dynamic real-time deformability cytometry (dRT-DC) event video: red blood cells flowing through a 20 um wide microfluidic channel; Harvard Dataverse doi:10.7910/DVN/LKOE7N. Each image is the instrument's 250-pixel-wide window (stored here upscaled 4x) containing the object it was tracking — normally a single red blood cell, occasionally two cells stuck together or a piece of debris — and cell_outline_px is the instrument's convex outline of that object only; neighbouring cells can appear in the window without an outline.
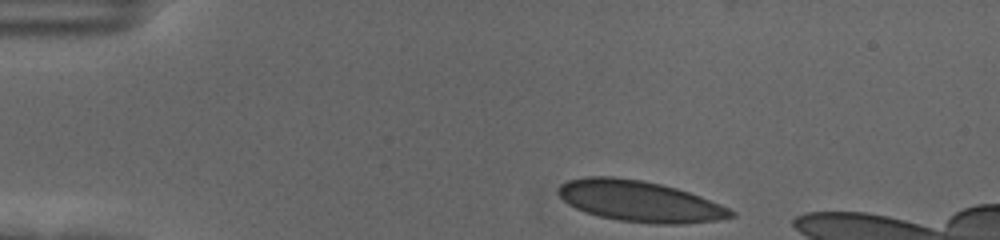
{"species": "human", "species_latin": "Homo sapiens", "temperature_condition": "cold", "stored_images_in_passage": 39, "camera_frame_rate_fps": 3000, "um_per_image_px": 0.085, "donor": {"sex": "female"}, "frame": {"image": 1, "passage_image": 1, "time_ms": 0.0, "image_size_px": [1000, 240], "cell_outline_px": [[736, 216], [716, 220], [680, 224], [656, 224], [620, 220], [600, 216], [584, 212], [568, 204], [556, 192], [560, 184], [568, 180], [588, 176], [612, 176], [640, 180], [660, 184], [676, 188], [700, 196], [720, 204], [736, 212]], "centroid_in_image_um": [54.35, 17.1], "position_along_channel_um": 30.6, "area_um2": 41.04}}
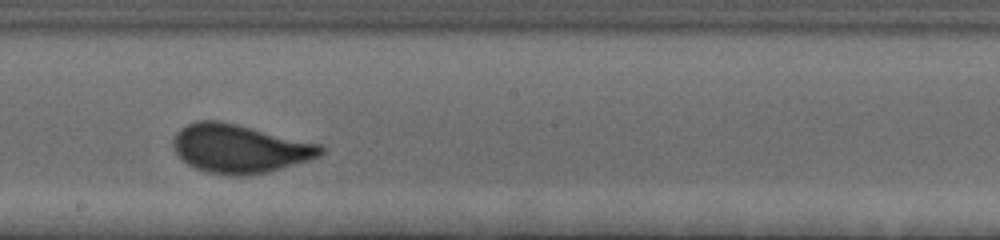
{"frame": {"image": 2, "passage_image": 23, "time_ms": 7.333, "image_size_px": [1000, 240], "cell_outline_px": [[324, 152], [320, 156], [308, 160], [268, 172], [248, 176], [228, 176], [204, 172], [188, 164], [176, 152], [172, 144], [172, 140], [176, 132], [180, 128], [196, 120], [220, 120], [320, 144], [324, 148]], "centroid_in_image_um": [20.34, 12.64], "position_along_channel_um": 227.9, "area_um2": 41.85}}
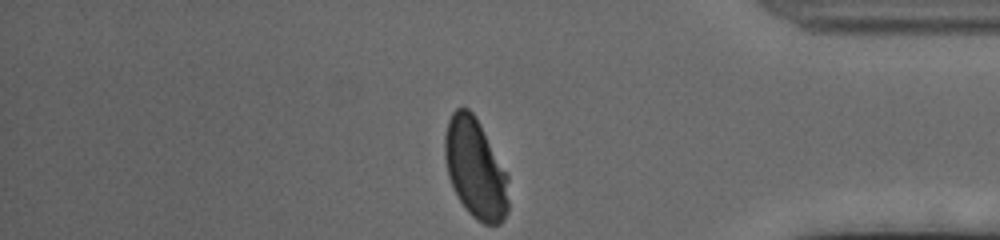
{"frame": {"image": 3, "passage_image": 39, "time_ms": 12.667, "image_size_px": [1000, 240], "cell_outline_px": [[508, 212], [504, 220], [500, 224], [484, 224], [472, 216], [468, 212], [460, 200], [448, 176], [444, 156], [444, 136], [448, 120], [452, 112], [456, 108], [468, 108], [476, 116], [508, 176]], "centroid_in_image_um": [40.4, 14.32], "position_along_channel_um": 394.8, "area_um2": 36.99}, "authors_computed_cell_mechanics": {"area_um2": 40.4022, "velocity_mm_per_s": 3.5427, "shape_relaxation_time_tau1_ms": 5.0369, "shape_relaxation_time_tau2_ms": null, "deformation_change_tau1": 0.165, "deformation_change_tau2": null}}